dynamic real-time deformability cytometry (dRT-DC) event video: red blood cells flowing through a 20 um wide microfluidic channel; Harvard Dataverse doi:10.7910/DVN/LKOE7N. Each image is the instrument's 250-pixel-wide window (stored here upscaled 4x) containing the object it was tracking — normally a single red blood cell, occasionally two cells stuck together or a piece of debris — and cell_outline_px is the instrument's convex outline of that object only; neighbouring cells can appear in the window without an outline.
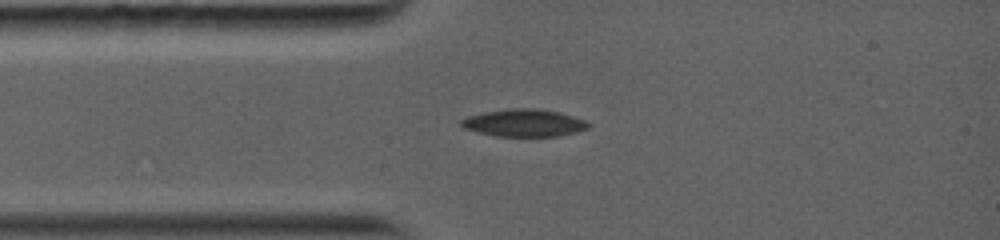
{"species": "common noctule bat (a hibernating species)", "species_latin": "Nyctalus noctula", "temperature_condition": "warm", "stored_images_in_passage": 30, "camera_frame_rate_fps": 5000, "um_per_image_px": 0.085, "animal": {"sex": "female", "body_mass_g": 19.0, "forearm_length_mm": 56.7}, "frame": {"image": 1, "passage_image": 3, "time_ms": 1.0, "image_size_px": [1000, 240], "cell_outline_px": [[588, 128], [576, 132], [560, 136], [496, 136], [464, 128], [460, 124], [460, 120], [468, 116], [484, 112], [512, 108], [540, 108], [560, 112], [584, 120], [588, 124]], "centroid_in_image_um": [44.54, 10.44], "position_along_channel_um": 40.5, "area_um2": 20.17}}
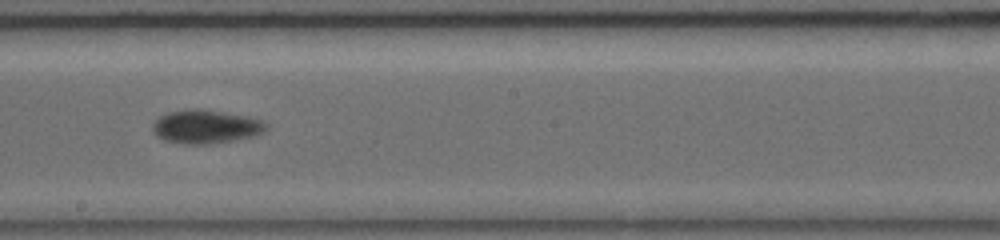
{"frame": {"image": 2, "passage_image": 11, "time_ms": 5.8, "image_size_px": [1000, 240], "cell_outline_px": [[268, 128], [264, 132], [252, 136], [232, 140], [208, 144], [184, 144], [164, 140], [156, 136], [152, 132], [152, 124], [160, 116], [168, 112], [184, 108], [200, 108], [248, 116], [260, 120], [268, 124]], "centroid_in_image_um": [17.46, 10.75], "position_along_channel_um": 230.7, "area_um2": 22.43}}
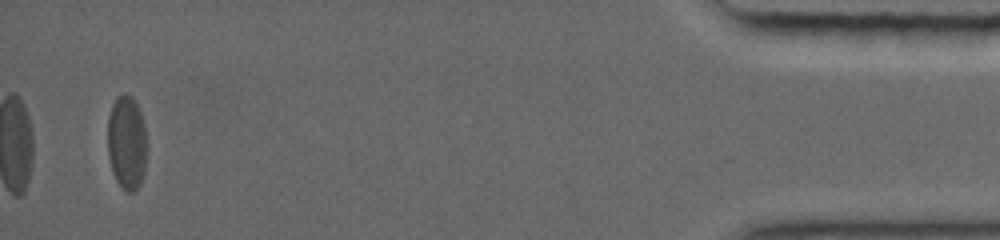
{"frame": {"image": 3, "passage_image": 27, "time_ms": 13.2, "image_size_px": [1000, 240], "cell_outline_px": [[144, 172], [140, 184], [132, 192], [128, 192], [116, 180], [112, 172], [108, 156], [108, 116], [112, 104], [116, 96], [124, 92], [132, 96], [136, 100], [144, 124]], "centroid_in_image_um": [10.73, 12.05], "position_along_channel_um": 424.5, "area_um2": 21.27}, "authors_computed_cell_mechanics": {"area_um2": 21.3282, "velocity_mm_per_s": 4.0451, "shape_relaxation_time_tau1_ms": 3.0503, "shape_relaxation_time_tau2_ms": 2.452, "deformation_change_tau1": 0.0951, "deformation_change_tau2": 0.0506}}